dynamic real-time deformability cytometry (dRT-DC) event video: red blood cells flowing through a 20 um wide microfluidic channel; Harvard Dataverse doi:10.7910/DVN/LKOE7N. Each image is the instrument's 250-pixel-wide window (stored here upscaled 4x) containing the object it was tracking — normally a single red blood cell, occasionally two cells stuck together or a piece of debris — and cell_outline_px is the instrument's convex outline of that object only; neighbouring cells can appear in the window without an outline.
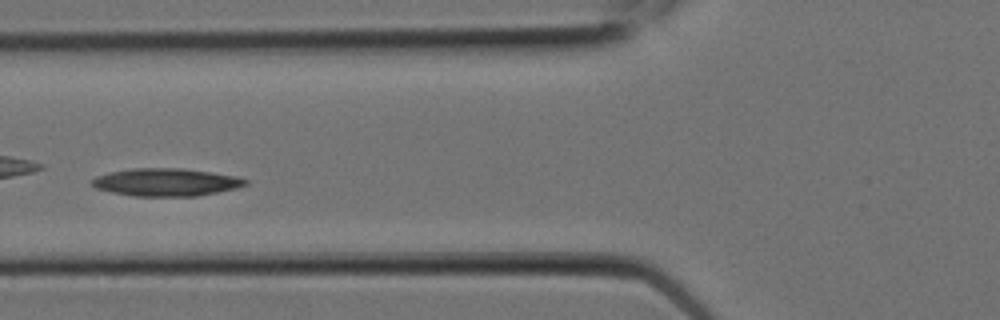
{"species": "Egyptian fruit bat (a non-hibernating species)", "species_latin": "Rousettus aegyptiacus", "temperature_condition": "room temperature", "stored_images_in_passage": 9, "camera_frame_rate_fps": 3000, "um_per_image_px": 0.085, "animal": {"sex": "female"}, "frame": {"image": 1, "passage_image": 6, "time_ms": 1.667, "image_size_px": [1000, 320], "cell_outline_px": [[248, 184], [236, 188], [196, 196], [132, 196], [112, 192], [96, 188], [88, 180], [96, 176], [108, 172], [132, 168], [184, 168], [212, 172], [236, 176], [248, 180]], "centroid_in_image_um": [14.09, 15.48], "position_along_channel_um": 111.7, "area_um2": 24.91}}
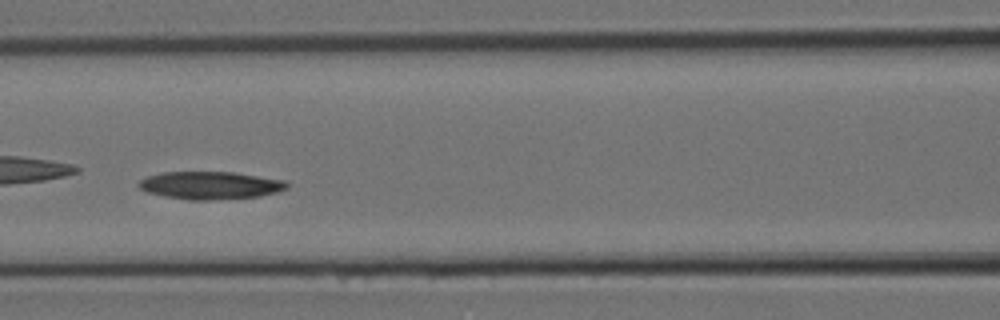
{"frame": {"image": 2, "passage_image": 7, "time_ms": 2.0, "image_size_px": [1000, 320], "cell_outline_px": [[288, 188], [280, 192], [260, 196], [208, 200], [188, 200], [164, 196], [148, 192], [140, 188], [136, 184], [140, 180], [148, 176], [164, 172], [232, 172], [288, 180]], "centroid_in_image_um": [17.92, 15.75], "position_along_channel_um": 148.7, "area_um2": 24.04}}
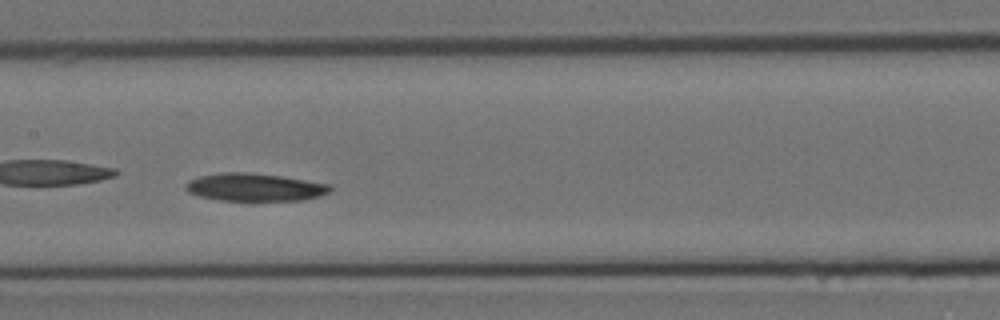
{"frame": {"image": 3, "passage_image": 8, "time_ms": 2.333, "image_size_px": [1000, 320], "cell_outline_px": [[332, 188], [328, 192], [320, 196], [304, 200], [216, 200], [200, 196], [188, 192], [184, 188], [184, 184], [188, 180], [200, 176], [220, 172], [252, 172], [284, 176], [332, 184]], "centroid_in_image_um": [21.65, 15.9], "position_along_channel_um": 185.7, "area_um2": 23.7}}